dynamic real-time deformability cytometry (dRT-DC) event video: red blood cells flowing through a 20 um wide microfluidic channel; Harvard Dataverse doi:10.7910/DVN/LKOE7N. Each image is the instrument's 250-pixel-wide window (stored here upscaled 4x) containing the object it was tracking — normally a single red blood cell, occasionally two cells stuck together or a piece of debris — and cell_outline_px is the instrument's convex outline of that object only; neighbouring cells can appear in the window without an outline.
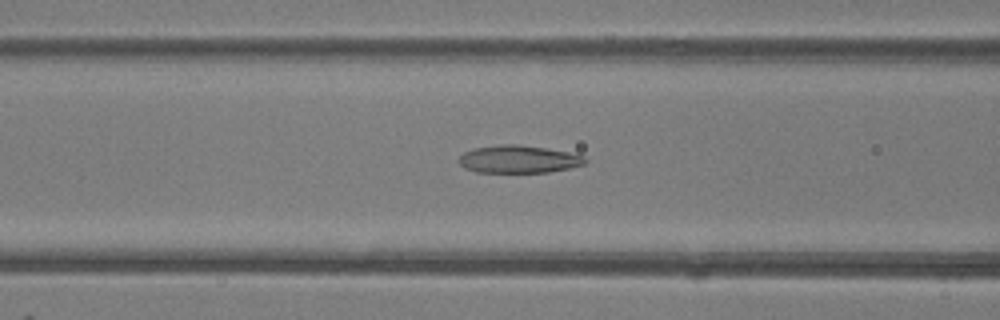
{"species": "common noctule bat (a hibernating species)", "species_latin": "Nyctalus noctula", "temperature_condition": "room temperature", "stored_images_in_passage": 49, "camera_frame_rate_fps": 3000, "um_per_image_px": 0.085, "animal": {"sex": "female"}, "frame": {"image": 1, "passage_image": 20, "time_ms": 6.333, "image_size_px": [1000, 320], "cell_outline_px": [[588, 160], [584, 164], [568, 168], [548, 172], [476, 172], [464, 168], [460, 164], [460, 156], [464, 152], [476, 148], [500, 144], [516, 144], [544, 148], [568, 152], [584, 156]], "centroid_in_image_um": [44.08, 13.53], "position_along_channel_um": 122.5, "area_um2": 20.11}}
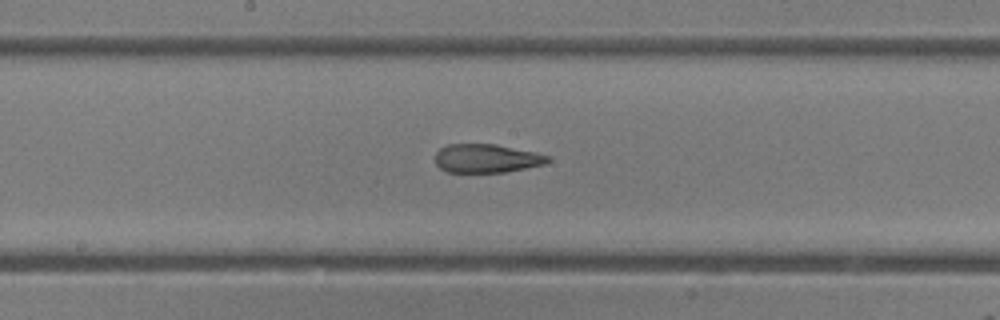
{"frame": {"image": 2, "passage_image": 26, "time_ms": 8.333, "image_size_px": [1000, 320], "cell_outline_px": [[552, 160], [544, 164], [504, 172], [448, 172], [440, 168], [436, 164], [436, 152], [440, 148], [448, 144], [496, 144], [536, 152], [548, 156]], "centroid_in_image_um": [41.35, 13.45], "position_along_channel_um": 206.8, "area_um2": 18.73}}
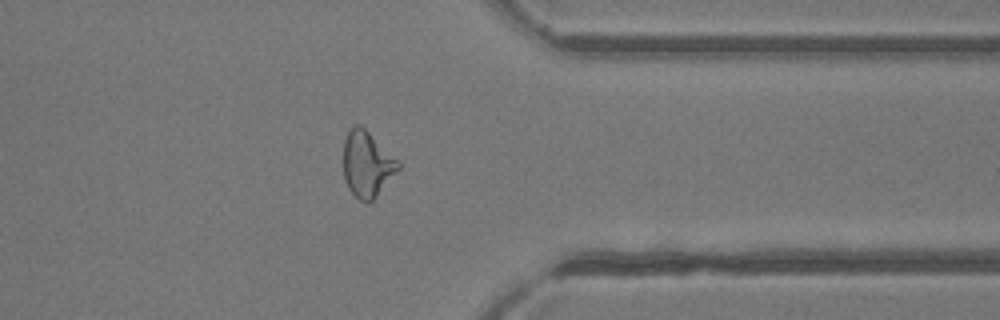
{"frame": {"image": 3, "passage_image": 39, "time_ms": 12.667, "image_size_px": [1000, 320], "cell_outline_px": [[400, 168], [376, 196], [368, 204], [360, 200], [348, 188], [344, 180], [344, 140], [348, 132], [356, 124], [360, 124], [400, 160]], "centroid_in_image_um": [31.21, 13.94], "position_along_channel_um": 380.2, "area_um2": 20.98}, "authors_computed_cell_mechanics": {"area_um2": 21.5016, "velocity_mm_per_s": 4.2003, "shape_relaxation_time_tau1_ms": null, "shape_relaxation_time_tau2_ms": 1.9789, "deformation_change_tau1": null, "deformation_change_tau2": 0.1018}}